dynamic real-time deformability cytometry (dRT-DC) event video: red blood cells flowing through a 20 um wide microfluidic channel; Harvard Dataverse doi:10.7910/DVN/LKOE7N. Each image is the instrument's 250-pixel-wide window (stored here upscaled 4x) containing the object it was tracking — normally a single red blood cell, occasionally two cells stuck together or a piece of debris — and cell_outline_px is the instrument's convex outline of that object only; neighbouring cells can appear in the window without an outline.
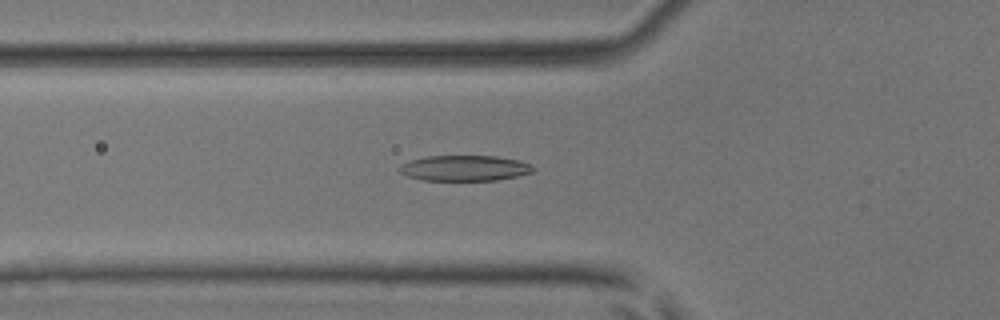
{"species": "common noctule bat (a hibernating species)", "species_latin": "Nyctalus noctula", "temperature_condition": "room temperature", "stored_images_in_passage": 51, "camera_frame_rate_fps": 3000, "um_per_image_px": 0.085, "animal": {"sex": "male", "body_mass_g": 17.9, "forearm_length_mm": 54.2}, "frame": {"image": 1, "passage_image": 19, "time_ms": 6.0, "image_size_px": [1000, 320], "cell_outline_px": [[536, 168], [532, 172], [516, 176], [496, 180], [420, 180], [408, 176], [400, 172], [396, 168], [400, 164], [408, 160], [424, 156], [496, 156], [516, 160], [532, 164]], "centroid_in_image_um": [39.43, 14.28], "position_along_channel_um": 86.4, "area_um2": 20.06}}
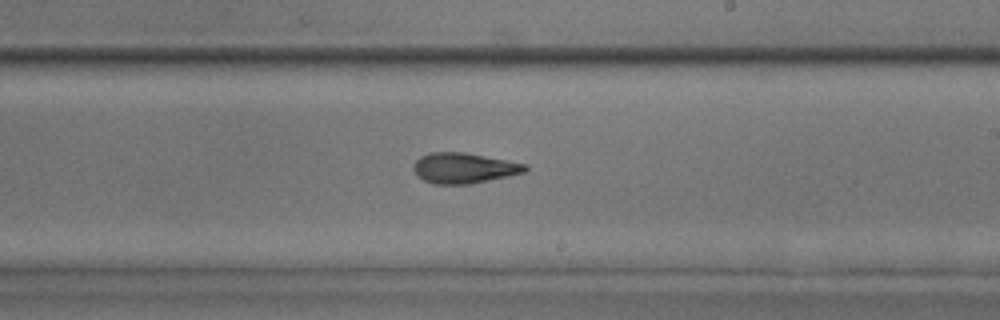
{"frame": {"image": 2, "passage_image": 31, "time_ms": 10.0, "image_size_px": [1000, 320], "cell_outline_px": [[528, 168], [524, 172], [508, 176], [472, 184], [432, 184], [416, 176], [412, 168], [416, 160], [420, 156], [428, 152], [464, 152], [508, 160], [528, 164]], "centroid_in_image_um": [39.41, 14.28], "position_along_channel_um": 249.6, "area_um2": 20.06}}
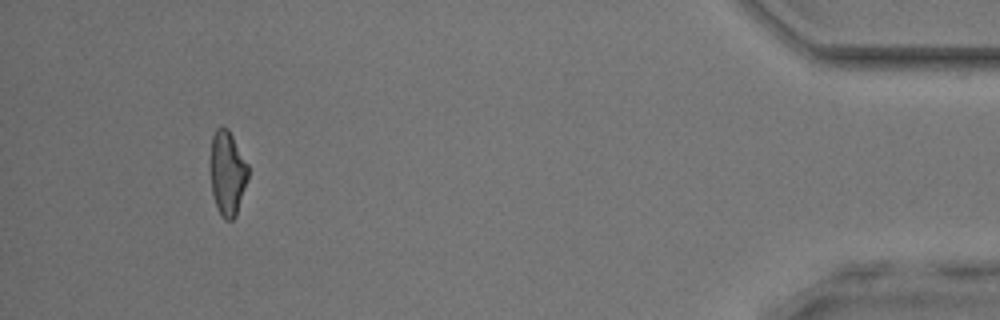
{"frame": {"image": 3, "passage_image": 48, "time_ms": 15.667, "image_size_px": [1000, 320], "cell_outline_px": [[248, 180], [236, 216], [232, 220], [224, 220], [220, 216], [212, 192], [212, 136], [216, 128], [228, 128], [248, 164]], "centroid_in_image_um": [19.37, 14.75], "position_along_channel_um": 415.8, "area_um2": 18.26}, "authors_computed_cell_mechanics": {"area_um2": 19.941, "velocity_mm_per_s": 4.0827, "shape_relaxation_time_tau1_ms": 4.1363, "shape_relaxation_time_tau2_ms": 3.2302, "deformation_change_tau1": 0.1632, "deformation_change_tau2": 0.1391}}